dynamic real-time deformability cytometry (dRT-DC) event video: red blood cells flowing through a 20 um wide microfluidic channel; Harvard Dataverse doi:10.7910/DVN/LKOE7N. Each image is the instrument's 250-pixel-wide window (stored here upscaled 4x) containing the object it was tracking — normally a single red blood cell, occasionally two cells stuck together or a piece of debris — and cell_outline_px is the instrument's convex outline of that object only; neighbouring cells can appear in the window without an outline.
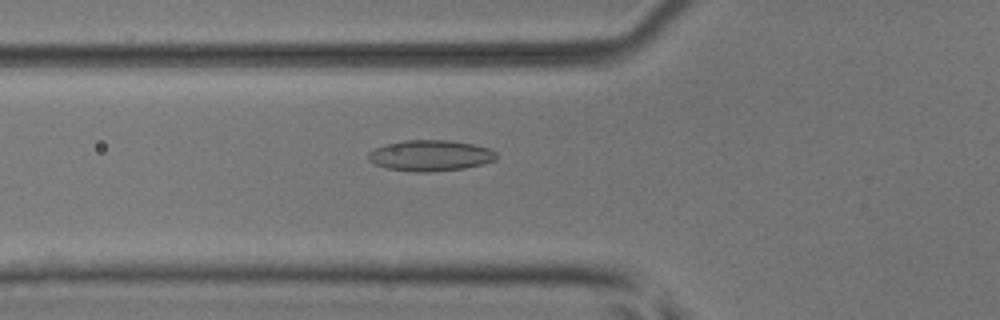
{"species": "common noctule bat (a hibernating species)", "species_latin": "Nyctalus noctula", "temperature_condition": "room temperature", "stored_images_in_passage": 43, "camera_frame_rate_fps": 3000, "um_per_image_px": 0.085, "animal": {"sex": "male", "body_mass_g": 17.9, "forearm_length_mm": 54.2}, "frame": {"image": 1, "passage_image": 12, "time_ms": 3.667, "image_size_px": [1000, 320], "cell_outline_px": [[500, 156], [496, 160], [464, 168], [428, 172], [416, 172], [388, 168], [376, 164], [368, 160], [368, 152], [376, 148], [388, 144], [404, 140], [448, 140], [472, 144], [488, 148], [496, 152]], "centroid_in_image_um": [36.6, 13.22], "position_along_channel_um": 89.2, "area_um2": 22.89}}
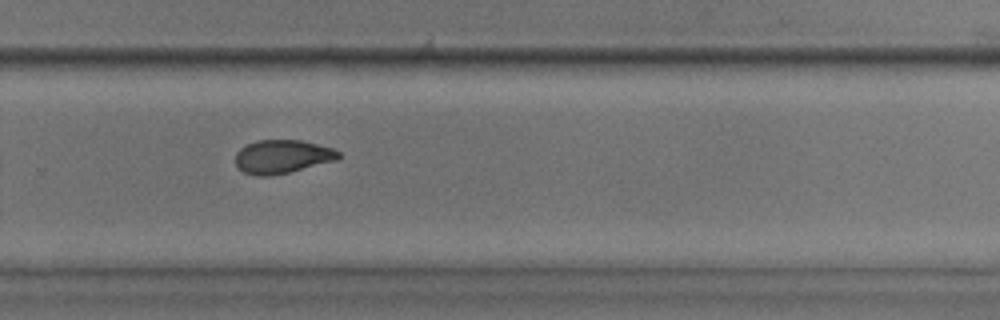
{"frame": {"image": 2, "passage_image": 28, "time_ms": 9.0, "image_size_px": [1000, 320], "cell_outline_px": [[340, 156], [336, 160], [288, 172], [268, 176], [256, 176], [244, 172], [236, 164], [236, 152], [240, 148], [256, 140], [300, 140], [332, 148], [340, 152]], "centroid_in_image_um": [23.97, 13.31], "position_along_channel_um": 305.8, "area_um2": 19.88}}
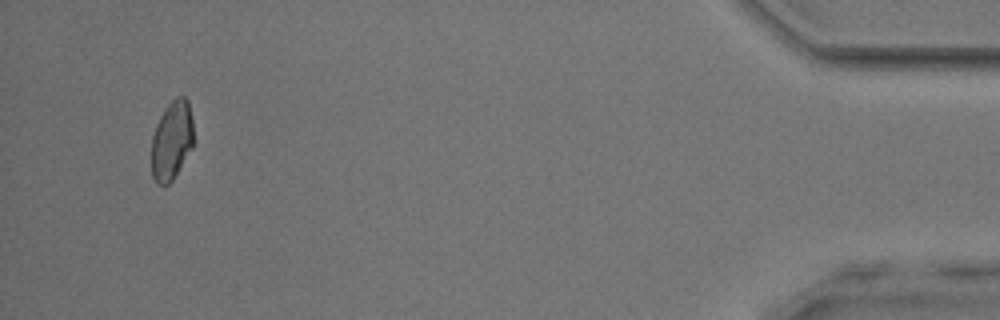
{"frame": {"image": 3, "passage_image": 42, "time_ms": 13.667, "image_size_px": [1000, 320], "cell_outline_px": [[192, 148], [172, 180], [168, 184], [156, 184], [152, 176], [152, 136], [156, 124], [160, 116], [168, 104], [176, 96], [184, 96], [188, 100], [192, 120]], "centroid_in_image_um": [14.59, 11.92], "position_along_channel_um": 420.6, "area_um2": 19.19}}